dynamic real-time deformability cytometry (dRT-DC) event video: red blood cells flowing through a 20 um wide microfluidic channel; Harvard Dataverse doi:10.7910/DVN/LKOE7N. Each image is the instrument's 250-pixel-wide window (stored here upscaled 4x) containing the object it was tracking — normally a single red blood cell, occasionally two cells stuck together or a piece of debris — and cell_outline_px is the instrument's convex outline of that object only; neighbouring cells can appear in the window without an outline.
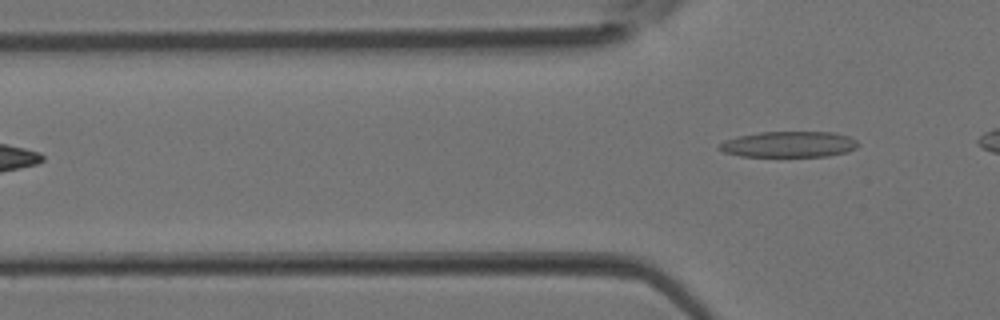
{"species": "Egyptian fruit bat (a non-hibernating species)", "species_latin": "Rousettus aegyptiacus", "temperature_condition": "room temperature", "stored_images_in_passage": 5, "camera_frame_rate_fps": 3000, "um_per_image_px": 0.085, "animal": {"sex": "female"}, "frame": {"image": 1, "passage_image": 5, "time_ms": 1.333, "image_size_px": [1000, 320], "cell_outline_px": [[860, 144], [856, 148], [848, 152], [828, 156], [740, 156], [724, 152], [716, 148], [724, 140], [736, 136], [760, 132], [836, 132], [848, 136], [856, 140]], "centroid_in_image_um": [67.06, 12.26], "position_along_channel_um": 58.7, "area_um2": 21.1}}